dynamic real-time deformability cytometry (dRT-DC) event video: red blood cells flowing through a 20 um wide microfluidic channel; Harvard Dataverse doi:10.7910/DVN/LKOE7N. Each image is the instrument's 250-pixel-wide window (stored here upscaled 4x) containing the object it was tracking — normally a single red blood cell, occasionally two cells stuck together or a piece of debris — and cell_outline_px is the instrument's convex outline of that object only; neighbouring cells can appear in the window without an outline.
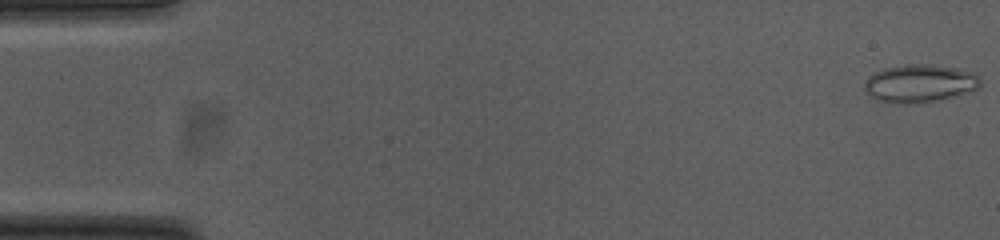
{"species": "common noctule bat (a hibernating species)", "species_latin": "Nyctalus noctula", "temperature_condition": "cold", "stored_images_in_passage": 54, "camera_frame_rate_fps": 3000, "um_per_image_px": 0.085, "animal": {"sex": "female", "body_mass_g": 23.0, "forearm_length_mm": 53.4}, "frame": {"image": 1, "passage_image": 1, "time_ms": 0.0, "image_size_px": [1000, 240], "cell_outline_px": [[980, 88], [936, 100], [920, 104], [892, 104], [876, 100], [864, 88], [864, 84], [868, 76], [884, 68], [904, 64], [932, 64], [956, 68], [976, 72], [980, 76]], "centroid_in_image_um": [78.17, 7.09], "position_along_channel_um": 6.8, "area_um2": 25.84}}
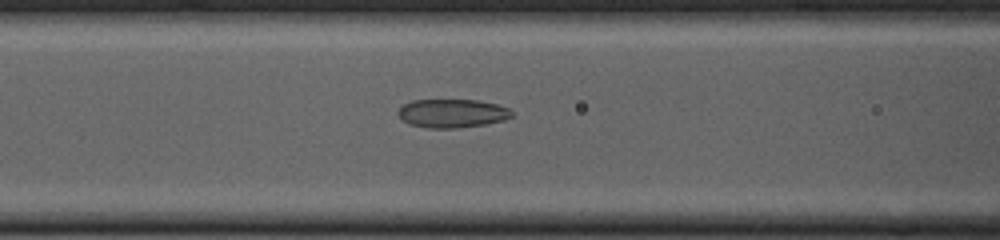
{"frame": {"image": 2, "passage_image": 22, "time_ms": 7.0, "image_size_px": [1000, 240], "cell_outline_px": [[512, 116], [504, 120], [484, 124], [456, 128], [428, 128], [408, 124], [396, 112], [404, 104], [412, 100], [476, 100], [496, 104], [508, 108], [512, 112]], "centroid_in_image_um": [38.41, 9.63], "position_along_channel_um": 128.2, "area_um2": 18.79}}
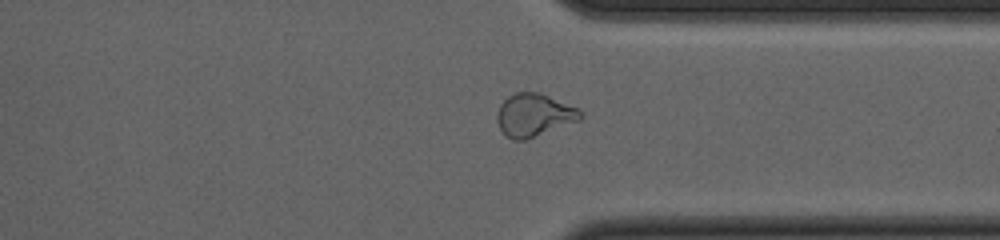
{"frame": {"image": 3, "passage_image": 41, "time_ms": 13.333, "image_size_px": [1000, 240], "cell_outline_px": [[584, 116], [580, 120], [524, 140], [512, 140], [500, 128], [496, 120], [496, 116], [500, 104], [508, 96], [516, 92], [536, 92], [548, 96], [580, 108], [584, 112]], "centroid_in_image_um": [45.42, 9.77], "position_along_channel_um": 366.0, "area_um2": 20.75}, "authors_computed_cell_mechanics": {"area_um2": 20.7213, "velocity_mm_per_s": 3.7708, "shape_relaxation_time_tau1_ms": null, "shape_relaxation_time_tau2_ms": 1.8954, "deformation_change_tau1": null, "deformation_change_tau2": 0.0753}}